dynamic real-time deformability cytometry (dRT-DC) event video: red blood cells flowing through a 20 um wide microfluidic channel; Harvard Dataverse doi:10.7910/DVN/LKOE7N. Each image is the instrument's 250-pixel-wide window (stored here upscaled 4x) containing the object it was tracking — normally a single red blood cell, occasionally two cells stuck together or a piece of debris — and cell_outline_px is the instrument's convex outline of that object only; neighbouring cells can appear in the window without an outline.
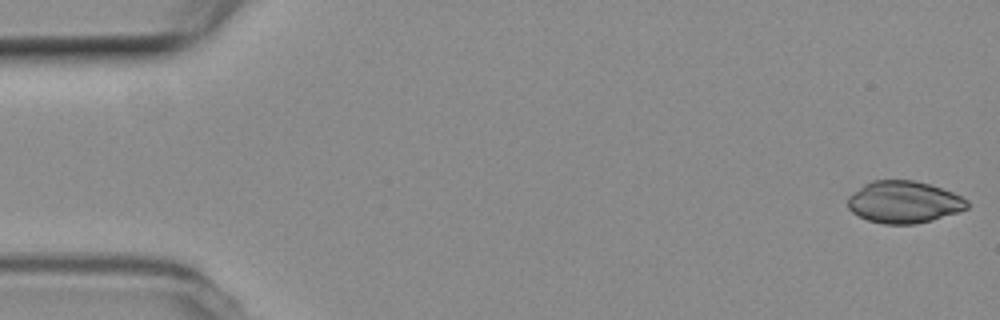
{"species": "common noctule bat (a hibernating species)", "species_latin": "Nyctalus noctula", "temperature_condition": "room temperature", "stored_images_in_passage": 4, "camera_frame_rate_fps": 3000, "um_per_image_px": 0.085, "animal": {"sex": "female", "body_mass_g": 19.3, "forearm_length_mm": 54.1}, "frame": {"image": 1, "passage_image": 1, "time_ms": 0.0, "image_size_px": [1000, 320], "cell_outline_px": [[968, 208], [932, 220], [916, 224], [884, 224], [868, 220], [852, 212], [848, 208], [848, 196], [864, 184], [872, 180], [916, 180], [952, 192], [968, 200]], "centroid_in_image_um": [76.81, 17.17], "position_along_channel_um": 8.2, "area_um2": 29.07}}